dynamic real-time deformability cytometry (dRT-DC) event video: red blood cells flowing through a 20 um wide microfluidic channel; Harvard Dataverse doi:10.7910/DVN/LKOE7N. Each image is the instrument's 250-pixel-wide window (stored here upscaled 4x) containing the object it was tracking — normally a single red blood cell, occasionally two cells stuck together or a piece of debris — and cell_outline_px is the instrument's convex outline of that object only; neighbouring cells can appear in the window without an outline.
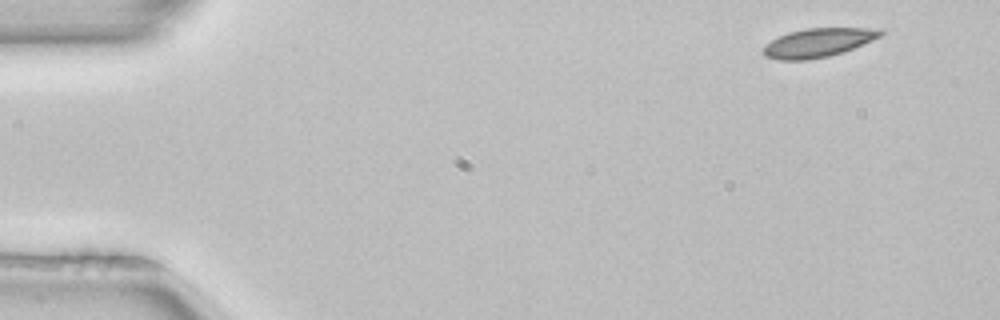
{"species": "common noctule bat (a hibernating species)", "species_latin": "Nyctalus noctula", "temperature_condition": "room temperature", "stored_images_in_passage": 51, "camera_frame_rate_fps": 3000, "um_per_image_px": 0.085, "animal": {"sex": "female", "body_mass_g": 22.7, "forearm_length_mm": 54.2}, "frame": {"image": 1, "passage_image": 3, "time_ms": 0.667, "image_size_px": [1000, 320], "cell_outline_px": [[884, 32], [880, 36], [872, 40], [852, 48], [828, 56], [808, 60], [776, 60], [764, 56], [760, 52], [764, 44], [788, 32], [804, 28], [884, 28]], "centroid_in_image_um": [69.48, 3.62], "position_along_channel_um": 15.5, "area_um2": 19.77}}
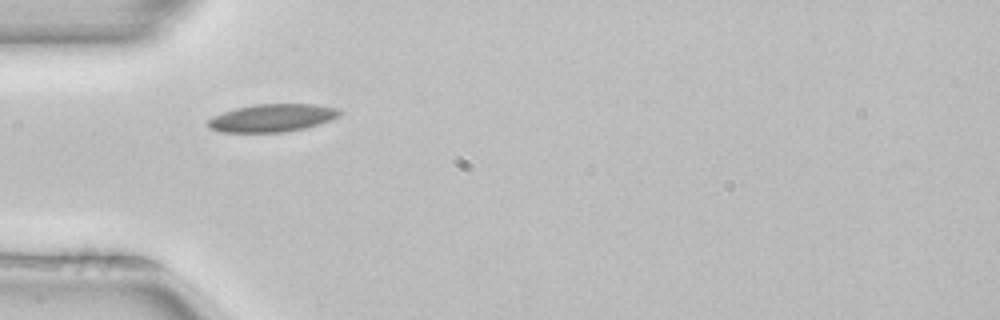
{"frame": {"image": 2, "passage_image": 15, "time_ms": 4.667, "image_size_px": [1000, 320], "cell_outline_px": [[340, 116], [320, 124], [304, 128], [284, 132], [220, 132], [208, 128], [204, 124], [212, 116], [236, 108], [256, 104], [312, 104], [340, 108]], "centroid_in_image_um": [23.11, 10.03], "position_along_channel_um": 61.9, "area_um2": 21.44}}
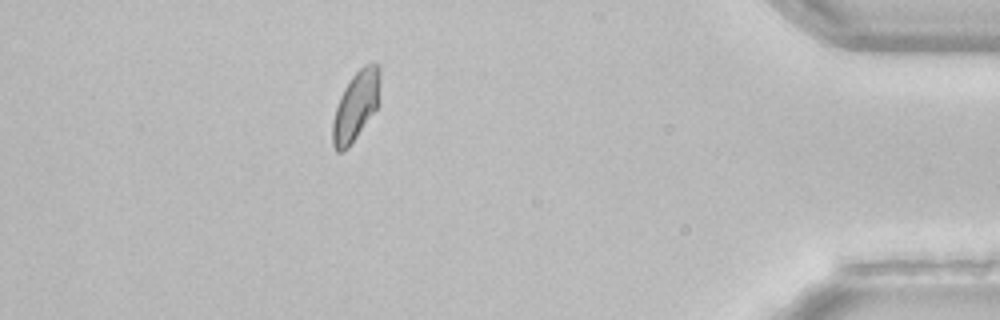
{"frame": {"image": 3, "passage_image": 45, "time_ms": 14.667, "image_size_px": [1000, 320], "cell_outline_px": [[380, 104], [348, 148], [344, 152], [336, 152], [332, 144], [332, 120], [340, 96], [344, 88], [352, 76], [364, 64], [380, 64]], "centroid_in_image_um": [30.26, 9.01], "position_along_channel_um": 404.9, "area_um2": 19.42}, "authors_computed_cell_mechanics": {"area_um2": 19.7676, "velocity_mm_per_s": 3.9448, "shape_relaxation_time_tau1_ms": 3.8723, "shape_relaxation_time_tau2_ms": 2.1624, "deformation_change_tau1": 0.1126, "deformation_change_tau2": 0.0613}}